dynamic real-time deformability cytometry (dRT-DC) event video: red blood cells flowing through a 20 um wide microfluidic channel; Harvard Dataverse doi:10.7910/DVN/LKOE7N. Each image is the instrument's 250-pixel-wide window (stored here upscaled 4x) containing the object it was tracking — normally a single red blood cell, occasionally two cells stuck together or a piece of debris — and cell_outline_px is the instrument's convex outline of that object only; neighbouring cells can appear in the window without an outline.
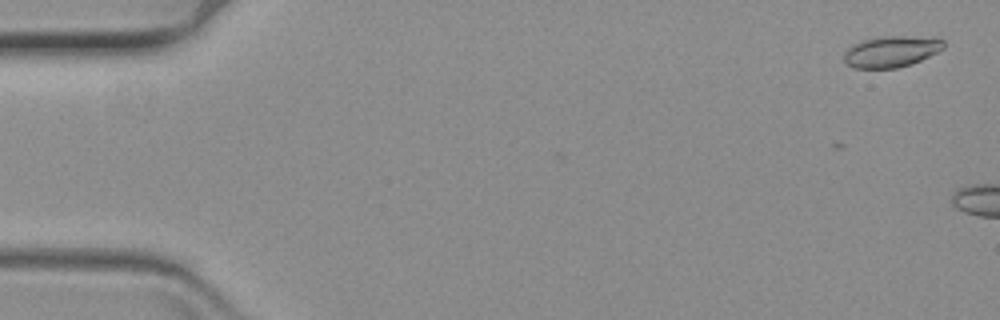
{"species": "common noctule bat (a hibernating species)", "species_latin": "Nyctalus noctula", "temperature_condition": "warm", "stored_images_in_passage": 8, "camera_frame_rate_fps": 3000, "um_per_image_px": 0.085, "animal": {"sex": "female", "body_mass_g": 19.3, "forearm_length_mm": 54.1}, "frame": {"image": 1, "passage_image": 3, "time_ms": 0.667, "image_size_px": [1000, 320], "cell_outline_px": [[944, 48], [912, 64], [896, 68], [856, 68], [848, 64], [844, 60], [844, 52], [848, 48], [864, 40], [888, 36], [932, 36], [944, 40]], "centroid_in_image_um": [75.81, 4.37], "position_along_channel_um": 9.2, "area_um2": 17.98}}